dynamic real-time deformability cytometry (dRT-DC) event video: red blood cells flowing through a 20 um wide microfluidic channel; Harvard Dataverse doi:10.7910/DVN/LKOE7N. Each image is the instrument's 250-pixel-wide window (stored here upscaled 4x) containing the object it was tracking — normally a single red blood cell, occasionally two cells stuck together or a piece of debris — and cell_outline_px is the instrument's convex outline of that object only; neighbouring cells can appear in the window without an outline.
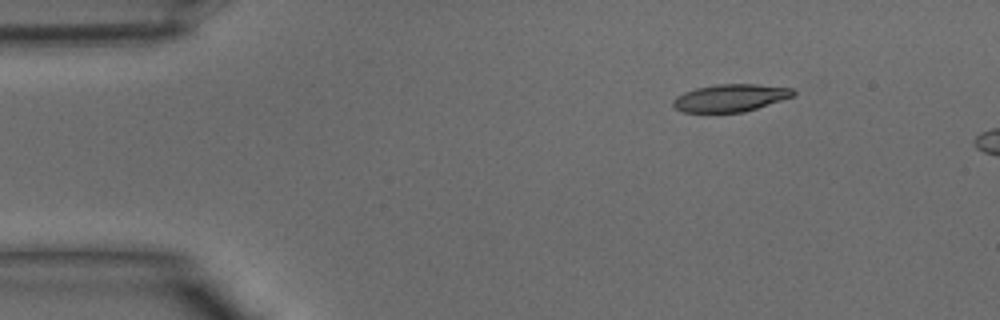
{"species": "common noctule bat (a hibernating species)", "species_latin": "Nyctalus noctula", "temperature_condition": "warm", "stored_images_in_passage": 34, "camera_frame_rate_fps": 3000, "um_per_image_px": 0.085, "animal": {"sex": "male", "body_mass_g": 15.6}, "frame": {"image": 1, "passage_image": 1, "time_ms": 0.0, "image_size_px": [1000, 320], "cell_outline_px": [[796, 92], [792, 96], [744, 112], [684, 112], [676, 108], [672, 104], [672, 100], [676, 96], [684, 92], [696, 88], [716, 84], [756, 84], [792, 88]], "centroid_in_image_um": [62.04, 8.31], "position_along_channel_um": 23.0, "area_um2": 19.02}}
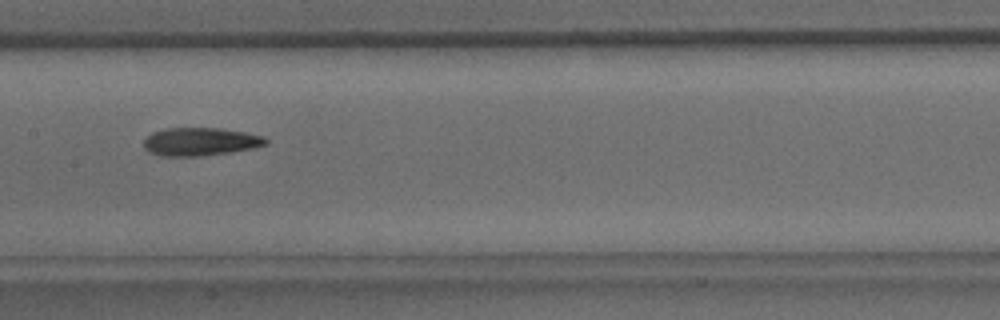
{"frame": {"image": 2, "passage_image": 15, "time_ms": 4.667, "image_size_px": [1000, 320], "cell_outline_px": [[268, 144], [256, 148], [200, 156], [160, 156], [148, 152], [144, 148], [144, 140], [152, 132], [168, 128], [220, 128], [244, 132], [264, 136], [268, 140]], "centroid_in_image_um": [17.04, 12.04], "position_along_channel_um": 190.4, "area_um2": 20.06}}
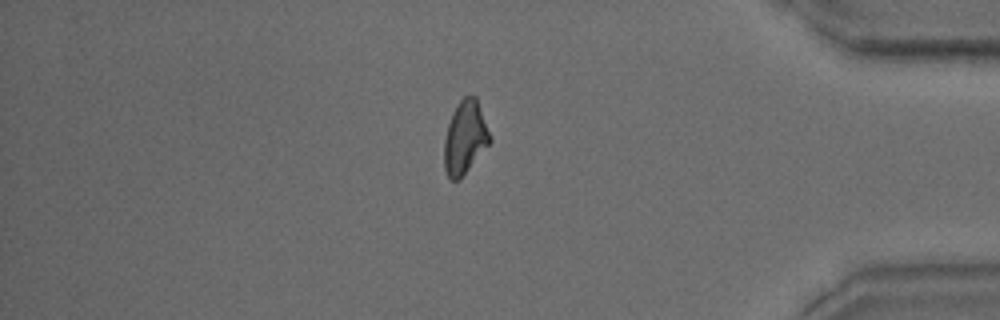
{"frame": {"image": 3, "passage_image": 29, "time_ms": 9.333, "image_size_px": [1000, 320], "cell_outline_px": [[492, 140], [460, 180], [452, 180], [448, 176], [444, 168], [444, 140], [448, 124], [452, 112], [460, 100], [464, 96], [476, 96], [492, 136]], "centroid_in_image_um": [39.54, 11.69], "position_along_channel_um": 395.7, "area_um2": 19.59}}